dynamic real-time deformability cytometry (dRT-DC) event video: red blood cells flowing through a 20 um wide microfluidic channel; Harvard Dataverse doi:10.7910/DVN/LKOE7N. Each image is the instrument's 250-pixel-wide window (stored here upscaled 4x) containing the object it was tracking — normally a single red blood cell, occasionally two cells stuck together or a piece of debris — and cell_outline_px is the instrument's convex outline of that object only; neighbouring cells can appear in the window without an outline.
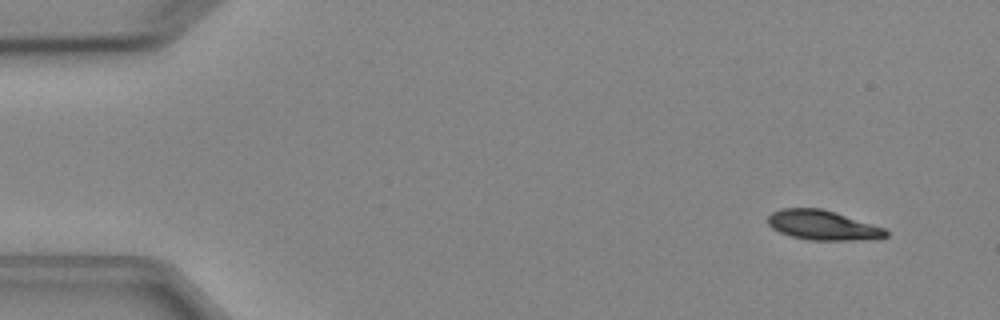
{"species": "Egyptian fruit bat (a non-hibernating species)", "species_latin": "Rousettus aegyptiacus", "temperature_condition": "cold", "stored_images_in_passage": 4, "camera_frame_rate_fps": 3000, "um_per_image_px": 0.085, "animal": {"sex": "female"}, "frame": {"image": 1, "passage_image": 1, "time_ms": 0.0, "image_size_px": [1000, 320], "cell_outline_px": [[888, 236], [848, 240], [808, 240], [792, 236], [780, 232], [772, 228], [768, 224], [768, 216], [772, 212], [780, 208], [820, 208], [836, 212], [884, 228], [888, 232]], "centroid_in_image_um": [69.87, 19.12], "position_along_channel_um": 15.1, "area_um2": 20.11}}
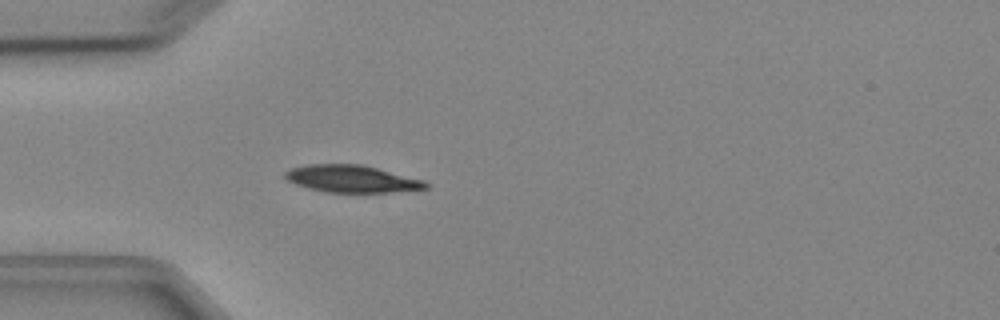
{"frame": {"image": 2, "passage_image": 4, "time_ms": 3.667, "image_size_px": [1000, 320], "cell_outline_px": [[428, 188], [392, 192], [324, 192], [308, 188], [296, 184], [288, 180], [284, 176], [284, 172], [292, 168], [304, 164], [360, 164], [424, 180], [428, 184]], "centroid_in_image_um": [29.87, 15.2], "position_along_channel_um": 55.1, "area_um2": 22.14}}